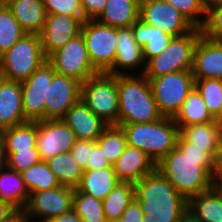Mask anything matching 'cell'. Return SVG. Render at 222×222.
<instances>
[{"instance_id":"6da1fadb","label":"cell","mask_w":222,"mask_h":222,"mask_svg":"<svg viewBox=\"0 0 222 222\" xmlns=\"http://www.w3.org/2000/svg\"><path fill=\"white\" fill-rule=\"evenodd\" d=\"M214 156L209 148L193 147L179 134L176 147L156 169L188 201L213 186Z\"/></svg>"},{"instance_id":"7a4b0ae2","label":"cell","mask_w":222,"mask_h":222,"mask_svg":"<svg viewBox=\"0 0 222 222\" xmlns=\"http://www.w3.org/2000/svg\"><path fill=\"white\" fill-rule=\"evenodd\" d=\"M134 188L143 222H177L188 207V201L157 169L135 182Z\"/></svg>"},{"instance_id":"3957f363","label":"cell","mask_w":222,"mask_h":222,"mask_svg":"<svg viewBox=\"0 0 222 222\" xmlns=\"http://www.w3.org/2000/svg\"><path fill=\"white\" fill-rule=\"evenodd\" d=\"M118 124L149 123L161 119L148 79L143 74L117 75Z\"/></svg>"},{"instance_id":"277c9868","label":"cell","mask_w":222,"mask_h":222,"mask_svg":"<svg viewBox=\"0 0 222 222\" xmlns=\"http://www.w3.org/2000/svg\"><path fill=\"white\" fill-rule=\"evenodd\" d=\"M127 145L145 152L155 164L176 147L179 128L173 118L162 117L149 123L118 124Z\"/></svg>"},{"instance_id":"5b68a950","label":"cell","mask_w":222,"mask_h":222,"mask_svg":"<svg viewBox=\"0 0 222 222\" xmlns=\"http://www.w3.org/2000/svg\"><path fill=\"white\" fill-rule=\"evenodd\" d=\"M201 35V29L194 28L185 35L173 37L159 55L146 62L143 75L152 79L172 72L191 71L194 50Z\"/></svg>"},{"instance_id":"8992f818","label":"cell","mask_w":222,"mask_h":222,"mask_svg":"<svg viewBox=\"0 0 222 222\" xmlns=\"http://www.w3.org/2000/svg\"><path fill=\"white\" fill-rule=\"evenodd\" d=\"M80 99L108 125H118L117 75L98 73L81 83Z\"/></svg>"},{"instance_id":"52a82bcc","label":"cell","mask_w":222,"mask_h":222,"mask_svg":"<svg viewBox=\"0 0 222 222\" xmlns=\"http://www.w3.org/2000/svg\"><path fill=\"white\" fill-rule=\"evenodd\" d=\"M47 57L41 43V36L26 34L8 51L1 55V65L7 80L23 82L40 67Z\"/></svg>"},{"instance_id":"ba28073f","label":"cell","mask_w":222,"mask_h":222,"mask_svg":"<svg viewBox=\"0 0 222 222\" xmlns=\"http://www.w3.org/2000/svg\"><path fill=\"white\" fill-rule=\"evenodd\" d=\"M148 81L163 117L174 118L188 94L195 88L192 71L172 72Z\"/></svg>"},{"instance_id":"9c48e42d","label":"cell","mask_w":222,"mask_h":222,"mask_svg":"<svg viewBox=\"0 0 222 222\" xmlns=\"http://www.w3.org/2000/svg\"><path fill=\"white\" fill-rule=\"evenodd\" d=\"M81 33L92 65L99 73H106L115 61L117 28L85 20Z\"/></svg>"},{"instance_id":"30bf717a","label":"cell","mask_w":222,"mask_h":222,"mask_svg":"<svg viewBox=\"0 0 222 222\" xmlns=\"http://www.w3.org/2000/svg\"><path fill=\"white\" fill-rule=\"evenodd\" d=\"M47 60L56 73L75 78L81 83L99 73L90 61L82 33L53 52Z\"/></svg>"},{"instance_id":"8fae6325","label":"cell","mask_w":222,"mask_h":222,"mask_svg":"<svg viewBox=\"0 0 222 222\" xmlns=\"http://www.w3.org/2000/svg\"><path fill=\"white\" fill-rule=\"evenodd\" d=\"M73 196L74 189L65 186L29 193V200L23 211L28 222H45L71 211Z\"/></svg>"},{"instance_id":"7c38bea8","label":"cell","mask_w":222,"mask_h":222,"mask_svg":"<svg viewBox=\"0 0 222 222\" xmlns=\"http://www.w3.org/2000/svg\"><path fill=\"white\" fill-rule=\"evenodd\" d=\"M55 73L53 65L47 60L21 82L23 112L28 121L45 120L44 101Z\"/></svg>"},{"instance_id":"4fadbf2b","label":"cell","mask_w":222,"mask_h":222,"mask_svg":"<svg viewBox=\"0 0 222 222\" xmlns=\"http://www.w3.org/2000/svg\"><path fill=\"white\" fill-rule=\"evenodd\" d=\"M140 19L173 37L185 35L194 29L177 9L164 0H141Z\"/></svg>"},{"instance_id":"5bb4252c","label":"cell","mask_w":222,"mask_h":222,"mask_svg":"<svg viewBox=\"0 0 222 222\" xmlns=\"http://www.w3.org/2000/svg\"><path fill=\"white\" fill-rule=\"evenodd\" d=\"M74 132L63 120L37 121V150L41 161L71 152L76 142Z\"/></svg>"},{"instance_id":"9a60e30c","label":"cell","mask_w":222,"mask_h":222,"mask_svg":"<svg viewBox=\"0 0 222 222\" xmlns=\"http://www.w3.org/2000/svg\"><path fill=\"white\" fill-rule=\"evenodd\" d=\"M81 82L55 73L44 101L45 120H62L66 112L80 100Z\"/></svg>"},{"instance_id":"2e32d148","label":"cell","mask_w":222,"mask_h":222,"mask_svg":"<svg viewBox=\"0 0 222 222\" xmlns=\"http://www.w3.org/2000/svg\"><path fill=\"white\" fill-rule=\"evenodd\" d=\"M84 20L72 15H47L40 34L42 48L48 58L57 49L81 33Z\"/></svg>"},{"instance_id":"e0dca14e","label":"cell","mask_w":222,"mask_h":222,"mask_svg":"<svg viewBox=\"0 0 222 222\" xmlns=\"http://www.w3.org/2000/svg\"><path fill=\"white\" fill-rule=\"evenodd\" d=\"M145 65L146 62L143 57V50L134 39L132 27L117 28L115 61L106 73L110 75L134 74L135 70L142 67L139 69L141 71L137 74H143ZM126 70L129 71L126 72ZM132 70L134 71L133 73L131 72Z\"/></svg>"},{"instance_id":"ac0fdd59","label":"cell","mask_w":222,"mask_h":222,"mask_svg":"<svg viewBox=\"0 0 222 222\" xmlns=\"http://www.w3.org/2000/svg\"><path fill=\"white\" fill-rule=\"evenodd\" d=\"M194 79H222V40H213L201 35L193 57Z\"/></svg>"},{"instance_id":"d6986e66","label":"cell","mask_w":222,"mask_h":222,"mask_svg":"<svg viewBox=\"0 0 222 222\" xmlns=\"http://www.w3.org/2000/svg\"><path fill=\"white\" fill-rule=\"evenodd\" d=\"M78 140L96 141L109 126L80 99L62 119Z\"/></svg>"},{"instance_id":"ffe728a7","label":"cell","mask_w":222,"mask_h":222,"mask_svg":"<svg viewBox=\"0 0 222 222\" xmlns=\"http://www.w3.org/2000/svg\"><path fill=\"white\" fill-rule=\"evenodd\" d=\"M121 182L135 183L156 169L154 161L142 150L126 146L112 165Z\"/></svg>"},{"instance_id":"44dd1931","label":"cell","mask_w":222,"mask_h":222,"mask_svg":"<svg viewBox=\"0 0 222 222\" xmlns=\"http://www.w3.org/2000/svg\"><path fill=\"white\" fill-rule=\"evenodd\" d=\"M26 122L21 82L6 80L0 88V131Z\"/></svg>"},{"instance_id":"7402d4cb","label":"cell","mask_w":222,"mask_h":222,"mask_svg":"<svg viewBox=\"0 0 222 222\" xmlns=\"http://www.w3.org/2000/svg\"><path fill=\"white\" fill-rule=\"evenodd\" d=\"M140 2L141 0H107L96 20L114 28L131 27L140 18Z\"/></svg>"},{"instance_id":"603a6c76","label":"cell","mask_w":222,"mask_h":222,"mask_svg":"<svg viewBox=\"0 0 222 222\" xmlns=\"http://www.w3.org/2000/svg\"><path fill=\"white\" fill-rule=\"evenodd\" d=\"M131 27L134 39L143 50L145 62L159 55L173 38V36L155 26H150L140 18Z\"/></svg>"},{"instance_id":"cb8c5ba5","label":"cell","mask_w":222,"mask_h":222,"mask_svg":"<svg viewBox=\"0 0 222 222\" xmlns=\"http://www.w3.org/2000/svg\"><path fill=\"white\" fill-rule=\"evenodd\" d=\"M8 7L27 34H41L47 18L42 0H14Z\"/></svg>"},{"instance_id":"d4e9b609","label":"cell","mask_w":222,"mask_h":222,"mask_svg":"<svg viewBox=\"0 0 222 222\" xmlns=\"http://www.w3.org/2000/svg\"><path fill=\"white\" fill-rule=\"evenodd\" d=\"M187 208L201 222H222V192L212 186L191 197Z\"/></svg>"},{"instance_id":"484cf974","label":"cell","mask_w":222,"mask_h":222,"mask_svg":"<svg viewBox=\"0 0 222 222\" xmlns=\"http://www.w3.org/2000/svg\"><path fill=\"white\" fill-rule=\"evenodd\" d=\"M120 182L113 168L84 170L78 189L103 201Z\"/></svg>"},{"instance_id":"4316f807","label":"cell","mask_w":222,"mask_h":222,"mask_svg":"<svg viewBox=\"0 0 222 222\" xmlns=\"http://www.w3.org/2000/svg\"><path fill=\"white\" fill-rule=\"evenodd\" d=\"M0 200L22 211L29 200V192L21 173L6 167L0 171Z\"/></svg>"},{"instance_id":"83f0119b","label":"cell","mask_w":222,"mask_h":222,"mask_svg":"<svg viewBox=\"0 0 222 222\" xmlns=\"http://www.w3.org/2000/svg\"><path fill=\"white\" fill-rule=\"evenodd\" d=\"M221 133L222 126L218 120L184 126L179 131V134L193 147L209 148L214 154Z\"/></svg>"},{"instance_id":"f1b7e54d","label":"cell","mask_w":222,"mask_h":222,"mask_svg":"<svg viewBox=\"0 0 222 222\" xmlns=\"http://www.w3.org/2000/svg\"><path fill=\"white\" fill-rule=\"evenodd\" d=\"M46 162L60 186L78 188L84 170L75 161L71 152L58 154Z\"/></svg>"},{"instance_id":"f546056e","label":"cell","mask_w":222,"mask_h":222,"mask_svg":"<svg viewBox=\"0 0 222 222\" xmlns=\"http://www.w3.org/2000/svg\"><path fill=\"white\" fill-rule=\"evenodd\" d=\"M173 119L178 125L179 131L184 126L215 121L209 113L203 98L195 88L188 94L179 112Z\"/></svg>"},{"instance_id":"4dcf8cb0","label":"cell","mask_w":222,"mask_h":222,"mask_svg":"<svg viewBox=\"0 0 222 222\" xmlns=\"http://www.w3.org/2000/svg\"><path fill=\"white\" fill-rule=\"evenodd\" d=\"M5 153H15L17 150L37 147V121L9 127L0 131Z\"/></svg>"},{"instance_id":"1f68e13d","label":"cell","mask_w":222,"mask_h":222,"mask_svg":"<svg viewBox=\"0 0 222 222\" xmlns=\"http://www.w3.org/2000/svg\"><path fill=\"white\" fill-rule=\"evenodd\" d=\"M134 198V183L120 182L102 201L106 220L120 218Z\"/></svg>"},{"instance_id":"d6a6232c","label":"cell","mask_w":222,"mask_h":222,"mask_svg":"<svg viewBox=\"0 0 222 222\" xmlns=\"http://www.w3.org/2000/svg\"><path fill=\"white\" fill-rule=\"evenodd\" d=\"M21 175L29 193L45 191L60 186L55 174L49 169L45 161H40L21 172Z\"/></svg>"},{"instance_id":"836d02e7","label":"cell","mask_w":222,"mask_h":222,"mask_svg":"<svg viewBox=\"0 0 222 222\" xmlns=\"http://www.w3.org/2000/svg\"><path fill=\"white\" fill-rule=\"evenodd\" d=\"M195 89L203 98L211 116L218 120L222 116V79H195Z\"/></svg>"},{"instance_id":"e575fe53","label":"cell","mask_w":222,"mask_h":222,"mask_svg":"<svg viewBox=\"0 0 222 222\" xmlns=\"http://www.w3.org/2000/svg\"><path fill=\"white\" fill-rule=\"evenodd\" d=\"M27 33L8 6H0V55L8 51Z\"/></svg>"},{"instance_id":"d590c367","label":"cell","mask_w":222,"mask_h":222,"mask_svg":"<svg viewBox=\"0 0 222 222\" xmlns=\"http://www.w3.org/2000/svg\"><path fill=\"white\" fill-rule=\"evenodd\" d=\"M72 209L83 222H106L102 200L74 189Z\"/></svg>"},{"instance_id":"8d00e7d4","label":"cell","mask_w":222,"mask_h":222,"mask_svg":"<svg viewBox=\"0 0 222 222\" xmlns=\"http://www.w3.org/2000/svg\"><path fill=\"white\" fill-rule=\"evenodd\" d=\"M109 163L113 165L127 146L126 136L120 126L109 125L96 140Z\"/></svg>"},{"instance_id":"74e56055","label":"cell","mask_w":222,"mask_h":222,"mask_svg":"<svg viewBox=\"0 0 222 222\" xmlns=\"http://www.w3.org/2000/svg\"><path fill=\"white\" fill-rule=\"evenodd\" d=\"M177 9L194 27L201 28L206 18V8L202 0H164Z\"/></svg>"},{"instance_id":"f35d334b","label":"cell","mask_w":222,"mask_h":222,"mask_svg":"<svg viewBox=\"0 0 222 222\" xmlns=\"http://www.w3.org/2000/svg\"><path fill=\"white\" fill-rule=\"evenodd\" d=\"M7 167L19 173L29 169L41 161L37 147L6 153Z\"/></svg>"},{"instance_id":"ab89813d","label":"cell","mask_w":222,"mask_h":222,"mask_svg":"<svg viewBox=\"0 0 222 222\" xmlns=\"http://www.w3.org/2000/svg\"><path fill=\"white\" fill-rule=\"evenodd\" d=\"M201 34L213 40H222V3L206 9V18Z\"/></svg>"},{"instance_id":"60d3db41","label":"cell","mask_w":222,"mask_h":222,"mask_svg":"<svg viewBox=\"0 0 222 222\" xmlns=\"http://www.w3.org/2000/svg\"><path fill=\"white\" fill-rule=\"evenodd\" d=\"M44 8L49 14L79 16L84 20L80 0H42Z\"/></svg>"},{"instance_id":"b9f144b4","label":"cell","mask_w":222,"mask_h":222,"mask_svg":"<svg viewBox=\"0 0 222 222\" xmlns=\"http://www.w3.org/2000/svg\"><path fill=\"white\" fill-rule=\"evenodd\" d=\"M93 149L92 140H76L75 144L71 148V153L75 161L82 167L83 170H87V162H89L90 151Z\"/></svg>"},{"instance_id":"7bdbcfd3","label":"cell","mask_w":222,"mask_h":222,"mask_svg":"<svg viewBox=\"0 0 222 222\" xmlns=\"http://www.w3.org/2000/svg\"><path fill=\"white\" fill-rule=\"evenodd\" d=\"M103 168H113L105 157L101 147L93 141V149L90 151L89 162H87V170H101Z\"/></svg>"},{"instance_id":"ee69618b","label":"cell","mask_w":222,"mask_h":222,"mask_svg":"<svg viewBox=\"0 0 222 222\" xmlns=\"http://www.w3.org/2000/svg\"><path fill=\"white\" fill-rule=\"evenodd\" d=\"M107 0H80L85 20H96L105 8Z\"/></svg>"},{"instance_id":"f6af8a7d","label":"cell","mask_w":222,"mask_h":222,"mask_svg":"<svg viewBox=\"0 0 222 222\" xmlns=\"http://www.w3.org/2000/svg\"><path fill=\"white\" fill-rule=\"evenodd\" d=\"M144 213L139 202L134 198L120 217L122 222H143Z\"/></svg>"},{"instance_id":"bcb514c9","label":"cell","mask_w":222,"mask_h":222,"mask_svg":"<svg viewBox=\"0 0 222 222\" xmlns=\"http://www.w3.org/2000/svg\"><path fill=\"white\" fill-rule=\"evenodd\" d=\"M222 171V133L219 137L216 147V153L213 160V178Z\"/></svg>"},{"instance_id":"7dc6e473","label":"cell","mask_w":222,"mask_h":222,"mask_svg":"<svg viewBox=\"0 0 222 222\" xmlns=\"http://www.w3.org/2000/svg\"><path fill=\"white\" fill-rule=\"evenodd\" d=\"M17 211L10 203L0 200V222L11 218Z\"/></svg>"},{"instance_id":"c3c4849f","label":"cell","mask_w":222,"mask_h":222,"mask_svg":"<svg viewBox=\"0 0 222 222\" xmlns=\"http://www.w3.org/2000/svg\"><path fill=\"white\" fill-rule=\"evenodd\" d=\"M45 222H83L79 215L72 209L58 217L52 218Z\"/></svg>"},{"instance_id":"681fc988","label":"cell","mask_w":222,"mask_h":222,"mask_svg":"<svg viewBox=\"0 0 222 222\" xmlns=\"http://www.w3.org/2000/svg\"><path fill=\"white\" fill-rule=\"evenodd\" d=\"M177 222H201L189 208H187L180 216Z\"/></svg>"},{"instance_id":"f907efd6","label":"cell","mask_w":222,"mask_h":222,"mask_svg":"<svg viewBox=\"0 0 222 222\" xmlns=\"http://www.w3.org/2000/svg\"><path fill=\"white\" fill-rule=\"evenodd\" d=\"M7 167V157L5 153L4 142L0 133V171Z\"/></svg>"},{"instance_id":"816d5d0a","label":"cell","mask_w":222,"mask_h":222,"mask_svg":"<svg viewBox=\"0 0 222 222\" xmlns=\"http://www.w3.org/2000/svg\"><path fill=\"white\" fill-rule=\"evenodd\" d=\"M3 222H28V219L25 215V212L22 210V211H17L11 218Z\"/></svg>"},{"instance_id":"f5cc1de1","label":"cell","mask_w":222,"mask_h":222,"mask_svg":"<svg viewBox=\"0 0 222 222\" xmlns=\"http://www.w3.org/2000/svg\"><path fill=\"white\" fill-rule=\"evenodd\" d=\"M213 186L222 192V171L213 178Z\"/></svg>"},{"instance_id":"db71d44e","label":"cell","mask_w":222,"mask_h":222,"mask_svg":"<svg viewBox=\"0 0 222 222\" xmlns=\"http://www.w3.org/2000/svg\"><path fill=\"white\" fill-rule=\"evenodd\" d=\"M202 2H203V5L205 6V8L207 9L211 6L222 3V0H202Z\"/></svg>"},{"instance_id":"11a10c76","label":"cell","mask_w":222,"mask_h":222,"mask_svg":"<svg viewBox=\"0 0 222 222\" xmlns=\"http://www.w3.org/2000/svg\"><path fill=\"white\" fill-rule=\"evenodd\" d=\"M6 80H7L6 74L2 68V65L0 64V88Z\"/></svg>"},{"instance_id":"9f6ffc18","label":"cell","mask_w":222,"mask_h":222,"mask_svg":"<svg viewBox=\"0 0 222 222\" xmlns=\"http://www.w3.org/2000/svg\"><path fill=\"white\" fill-rule=\"evenodd\" d=\"M14 0H0V6H8L10 5Z\"/></svg>"},{"instance_id":"6f0895ef","label":"cell","mask_w":222,"mask_h":222,"mask_svg":"<svg viewBox=\"0 0 222 222\" xmlns=\"http://www.w3.org/2000/svg\"><path fill=\"white\" fill-rule=\"evenodd\" d=\"M106 222H122V221L120 218H118V219L106 220Z\"/></svg>"},{"instance_id":"680465c9","label":"cell","mask_w":222,"mask_h":222,"mask_svg":"<svg viewBox=\"0 0 222 222\" xmlns=\"http://www.w3.org/2000/svg\"><path fill=\"white\" fill-rule=\"evenodd\" d=\"M218 121L221 123L222 126V116L218 119Z\"/></svg>"}]
</instances>
